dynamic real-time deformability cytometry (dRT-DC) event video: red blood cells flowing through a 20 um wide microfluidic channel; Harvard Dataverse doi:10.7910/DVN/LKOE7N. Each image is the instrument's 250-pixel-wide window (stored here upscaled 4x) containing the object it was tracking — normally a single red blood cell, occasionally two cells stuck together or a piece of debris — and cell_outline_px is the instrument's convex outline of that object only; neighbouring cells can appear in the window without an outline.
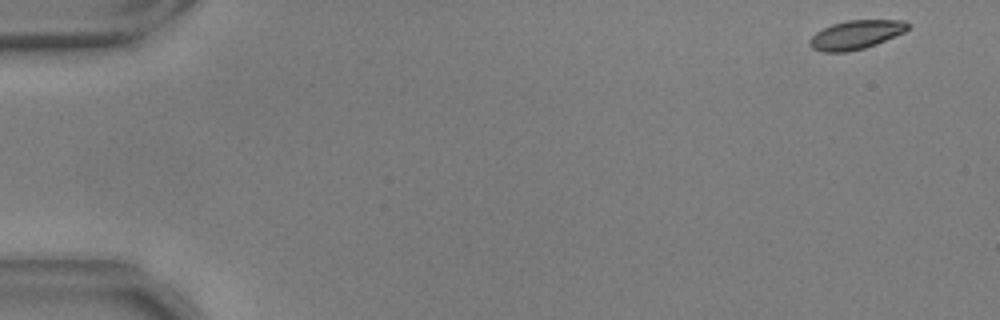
{"species": "common noctule bat (a hibernating species)", "species_latin": "Nyctalus noctula", "temperature_condition": "warm", "stored_images_in_passage": 5, "camera_frame_rate_fps": 3000, "um_per_image_px": 0.085, "animal": {"sex": "male", "body_mass_g": 17.9, "forearm_length_mm": 54.2}, "frame": {"image": 1, "passage_image": 1, "time_ms": 0.0, "image_size_px": [1000, 320], "cell_outline_px": [[908, 28], [904, 32], [876, 44], [864, 48], [848, 52], [824, 52], [812, 48], [812, 36], [816, 32], [832, 24], [848, 20], [904, 20], [908, 24]], "centroid_in_image_um": [72.78, 2.95], "position_along_channel_um": 12.2, "area_um2": 16.18}}